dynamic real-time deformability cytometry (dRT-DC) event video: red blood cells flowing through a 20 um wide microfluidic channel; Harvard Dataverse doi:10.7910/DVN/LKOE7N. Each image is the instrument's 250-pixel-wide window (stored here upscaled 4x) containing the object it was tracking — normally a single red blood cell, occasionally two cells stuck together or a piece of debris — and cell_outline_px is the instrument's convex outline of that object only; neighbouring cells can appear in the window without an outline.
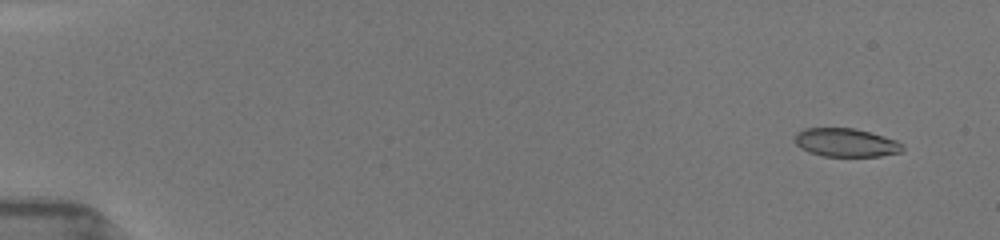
{"species": "common noctule bat (a hibernating species)", "species_latin": "Nyctalus noctula", "temperature_condition": "room temperature", "stored_images_in_passage": 36, "camera_frame_rate_fps": 3000, "um_per_image_px": 0.085, "animal": {"sex": "female", "body_mass_g": 19.5, "forearm_length_mm": 54.1}, "frame": {"image": 1, "passage_image": 2, "time_ms": 0.667, "image_size_px": [1000, 240], "cell_outline_px": [[904, 152], [880, 156], [824, 156], [808, 152], [800, 148], [796, 144], [796, 132], [804, 128], [856, 128], [884, 136], [896, 140], [904, 144]], "centroid_in_image_um": [71.94, 12.12], "position_along_channel_um": 13.1, "area_um2": 18.03}}
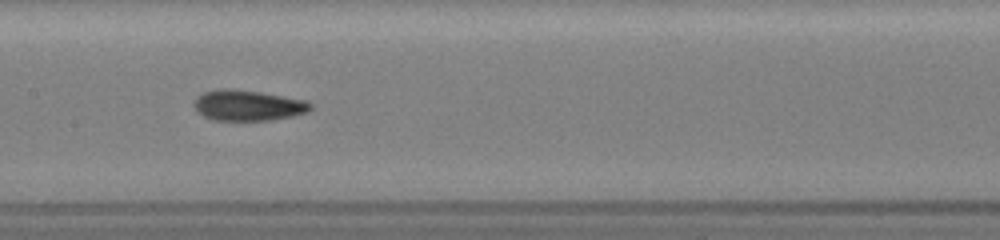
{"frame": {"image": 2, "passage_image": 15, "time_ms": 8.667, "image_size_px": [1000, 240], "cell_outline_px": [[312, 108], [308, 112], [292, 116], [268, 120], [212, 120], [196, 112], [192, 104], [192, 100], [196, 96], [204, 92], [220, 88], [232, 88], [260, 92], [308, 100], [312, 104]], "centroid_in_image_um": [21.03, 8.95], "position_along_channel_um": 186.4, "area_um2": 21.15}}
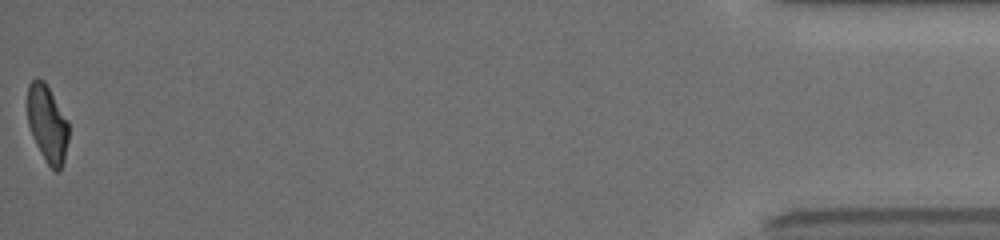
{"frame": {"image": 3, "passage_image": 36, "time_ms": 17.0, "image_size_px": [1000, 240], "cell_outline_px": [[68, 140], [64, 160], [60, 172], [56, 172], [48, 164], [40, 152], [32, 136], [28, 124], [28, 84], [36, 76], [44, 80], [68, 120]], "centroid_in_image_um": [4.03, 10.51], "position_along_channel_um": 431.2, "area_um2": 18.55}, "authors_computed_cell_mechanics": {"area_um2": 19.5653, "velocity_mm_per_s": 3.9714, "shape_relaxation_time_tau1_ms": 7.1556, "shape_relaxation_time_tau2_ms": 3.4798, "deformation_change_tau1": 0.1862, "deformation_change_tau2": 0.0916}}